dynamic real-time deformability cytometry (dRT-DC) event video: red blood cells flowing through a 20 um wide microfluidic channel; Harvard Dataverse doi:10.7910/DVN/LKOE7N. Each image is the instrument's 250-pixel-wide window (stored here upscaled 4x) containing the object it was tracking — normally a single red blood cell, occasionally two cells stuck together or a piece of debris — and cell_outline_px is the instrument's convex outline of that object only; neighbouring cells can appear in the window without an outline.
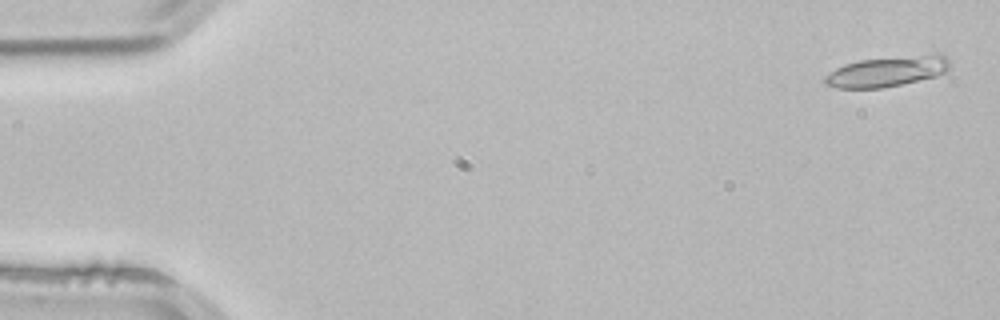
{"species": "common noctule bat (a hibernating species)", "species_latin": "Nyctalus noctula", "temperature_condition": "room temperature", "stored_images_in_passage": 3, "segment_of_instrument_passage": [2, 2], "camera_frame_rate_fps": 3000, "um_per_image_px": 0.085, "animal": {"sex": "male", "body_mass_g": 21.5, "forearm_length_mm": 52.0}, "frame": {"image": 1, "passage_image": 3, "time_ms": 0.667, "image_size_px": [1000, 320], "cell_outline_px": [[948, 68], [944, 72], [936, 76], [900, 84], [880, 88], [836, 88], [824, 84], [820, 80], [824, 76], [836, 68], [844, 64], [860, 60], [936, 52], [940, 52], [948, 60]], "centroid_in_image_um": [75.37, 6.05], "position_along_channel_um": 9.6, "area_um2": 22.37}}